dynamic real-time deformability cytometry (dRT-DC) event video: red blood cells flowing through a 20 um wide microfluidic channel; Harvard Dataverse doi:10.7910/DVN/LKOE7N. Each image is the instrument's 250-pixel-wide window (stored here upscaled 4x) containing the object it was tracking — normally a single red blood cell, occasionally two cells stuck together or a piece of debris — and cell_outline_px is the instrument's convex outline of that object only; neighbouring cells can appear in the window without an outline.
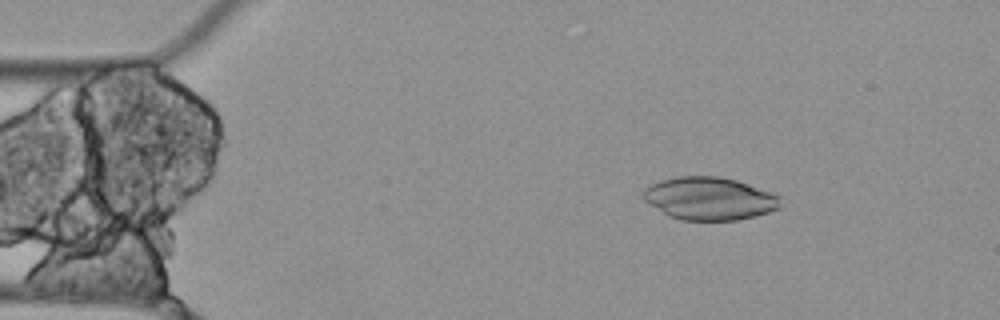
{"species": "Egyptian fruit bat (a non-hibernating species)", "species_latin": "Rousettus aegyptiacus", "temperature_condition": "cold", "stored_images_in_passage": 5, "camera_frame_rate_fps": 3000, "um_per_image_px": 0.085, "animal": {"sex": "female"}, "frame": {"image": 1, "passage_image": 3, "time_ms": 0.667, "image_size_px": [1000, 320], "cell_outline_px": [[780, 208], [756, 216], [736, 220], [680, 220], [668, 216], [644, 200], [644, 188], [660, 180], [676, 176], [716, 176], [736, 180], [748, 184], [780, 196]], "centroid_in_image_um": [60.29, 16.88], "position_along_channel_um": 24.7, "area_um2": 34.1}}